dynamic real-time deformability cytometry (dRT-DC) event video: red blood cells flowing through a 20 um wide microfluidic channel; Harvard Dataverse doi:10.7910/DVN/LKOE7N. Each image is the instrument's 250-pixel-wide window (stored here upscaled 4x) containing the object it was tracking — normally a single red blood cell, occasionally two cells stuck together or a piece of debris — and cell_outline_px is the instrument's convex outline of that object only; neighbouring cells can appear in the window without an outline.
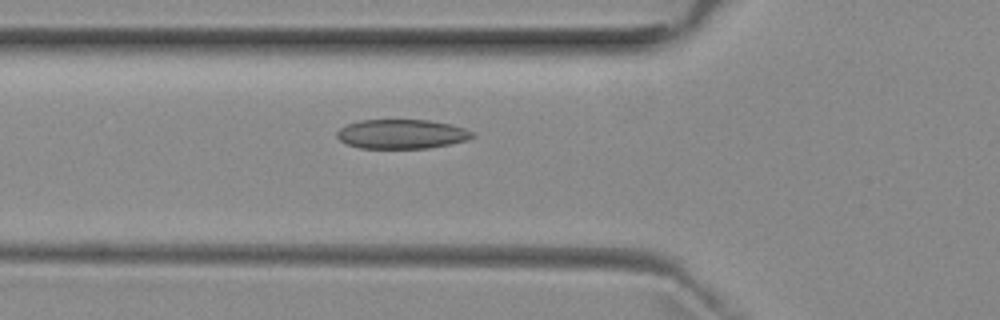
{"species": "common noctule bat (a hibernating species)", "species_latin": "Nyctalus noctula", "temperature_condition": "room temperature", "stored_images_in_passage": 36, "camera_frame_rate_fps": 3000, "um_per_image_px": 0.085, "animal": {"sex": "female", "body_mass_g": 29.2, "forearm_length_mm": 56.3}, "frame": {"image": 1, "passage_image": 2, "time_ms": 0.333, "image_size_px": [1000, 320], "cell_outline_px": [[476, 136], [468, 140], [428, 148], [360, 148], [348, 144], [340, 140], [336, 136], [336, 132], [340, 128], [348, 124], [360, 120], [428, 120], [452, 124], [476, 132]], "centroid_in_image_um": [34.18, 11.39], "position_along_channel_um": 91.6, "area_um2": 23.24}}
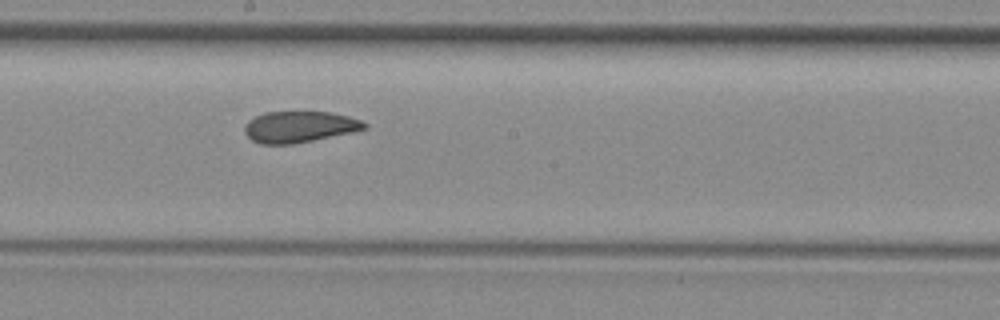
{"frame": {"image": 2, "passage_image": 12, "time_ms": 3.667, "image_size_px": [1000, 320], "cell_outline_px": [[368, 128], [352, 132], [292, 144], [260, 144], [252, 140], [244, 132], [244, 128], [248, 120], [264, 112], [328, 112], [348, 116], [360, 120], [368, 124]], "centroid_in_image_um": [25.44, 10.78], "position_along_channel_um": 222.8, "area_um2": 21.68}}
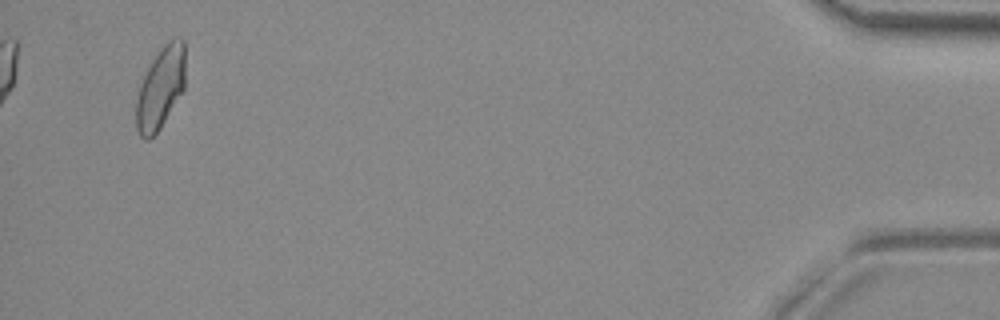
{"frame": {"image": 3, "passage_image": 34, "time_ms": 11.0, "image_size_px": [1000, 320], "cell_outline_px": [[184, 88], [160, 128], [148, 140], [140, 136], [136, 128], [136, 100], [140, 84], [152, 60], [160, 48], [168, 40], [180, 36], [184, 40]], "centroid_in_image_um": [13.64, 7.45], "position_along_channel_um": 421.6, "area_um2": 23.18}}